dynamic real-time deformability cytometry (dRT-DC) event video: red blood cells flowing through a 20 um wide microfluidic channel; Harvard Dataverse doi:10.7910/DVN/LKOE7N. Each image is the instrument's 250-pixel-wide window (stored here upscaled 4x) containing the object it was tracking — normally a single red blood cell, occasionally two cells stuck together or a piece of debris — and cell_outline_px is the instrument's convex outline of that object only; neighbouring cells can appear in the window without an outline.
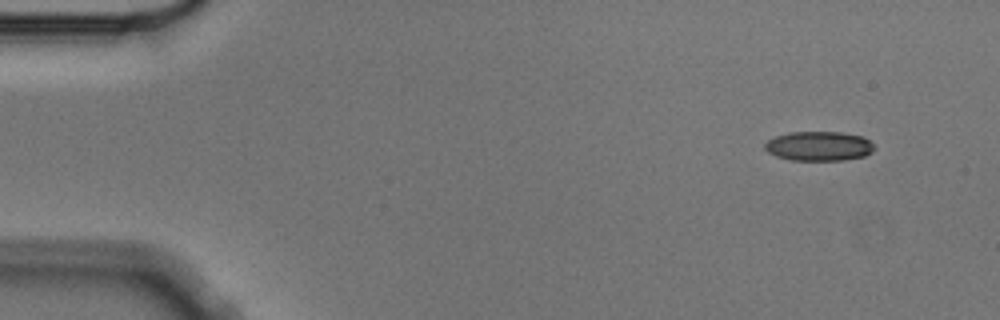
{"species": "Egyptian fruit bat (a non-hibernating species)", "species_latin": "Rousettus aegyptiacus", "temperature_condition": "cold", "stored_images_in_passage": 4, "camera_frame_rate_fps": 3000, "um_per_image_px": 0.085, "animal": {"sex": "male"}, "frame": {"image": 1, "passage_image": 1, "time_ms": 0.0, "image_size_px": [1000, 320], "cell_outline_px": [[876, 148], [872, 152], [864, 156], [844, 160], [792, 160], [776, 156], [768, 152], [764, 148], [764, 144], [768, 140], [776, 136], [788, 132], [840, 132], [864, 136]], "centroid_in_image_um": [69.61, 12.41], "position_along_channel_um": 15.4, "area_um2": 18.84}}
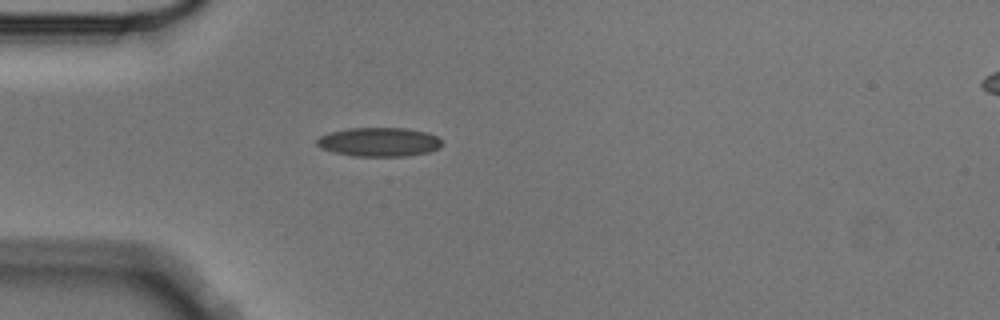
{"frame": {"image": 2, "passage_image": 4, "time_ms": 1.0, "image_size_px": [1000, 320], "cell_outline_px": [[440, 148], [428, 152], [408, 156], [352, 156], [320, 148], [316, 144], [316, 140], [320, 136], [328, 132], [348, 128], [404, 128], [428, 132], [436, 136], [440, 140]], "centroid_in_image_um": [32.2, 12.06], "position_along_channel_um": 52.8, "area_um2": 21.15}}